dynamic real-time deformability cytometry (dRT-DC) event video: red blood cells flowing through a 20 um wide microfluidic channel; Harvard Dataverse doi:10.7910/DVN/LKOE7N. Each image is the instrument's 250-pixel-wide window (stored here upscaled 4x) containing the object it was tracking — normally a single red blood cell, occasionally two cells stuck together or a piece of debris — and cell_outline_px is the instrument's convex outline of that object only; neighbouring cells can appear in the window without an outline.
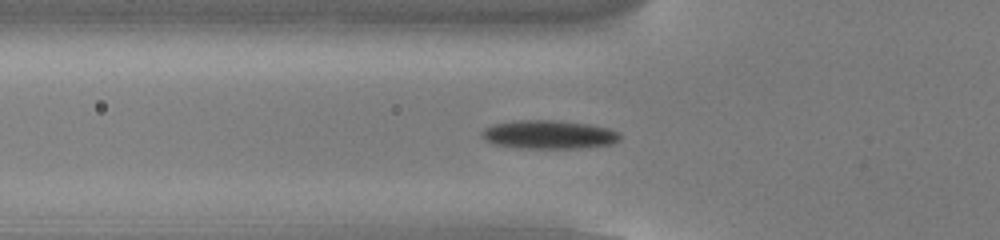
{"species": "common noctule bat (a hibernating species)", "species_latin": "Nyctalus noctula", "temperature_condition": "cold", "stored_images_in_passage": 54, "camera_frame_rate_fps": 3000, "um_per_image_px": 0.085, "animal": {"sex": "male", "body_mass_g": 13.0, "forearm_length_mm": 53.1}, "frame": {"image": 1, "passage_image": 19, "time_ms": 6.0, "image_size_px": [1000, 240], "cell_outline_px": [[620, 140], [612, 144], [580, 148], [520, 148], [496, 144], [484, 140], [480, 136], [480, 132], [484, 128], [492, 124], [516, 120], [556, 120], [588, 124], [608, 128], [620, 132]], "centroid_in_image_um": [46.63, 11.43], "position_along_channel_um": 79.2, "area_um2": 23.18}}
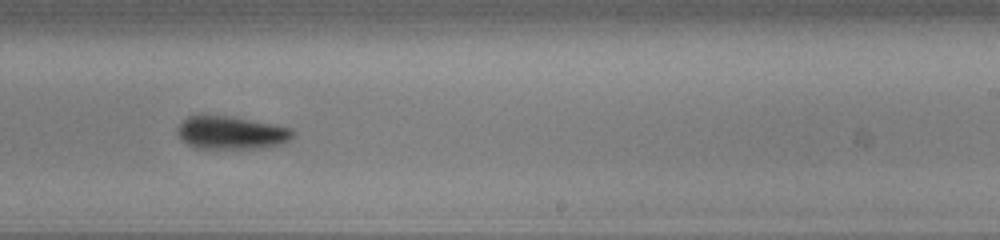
{"frame": {"image": 2, "passage_image": 34, "time_ms": 11.0, "image_size_px": [1000, 240], "cell_outline_px": [[292, 136], [288, 140], [280, 144], [260, 148], [192, 148], [176, 132], [180, 124], [188, 116], [228, 116], [272, 124], [292, 128]], "centroid_in_image_um": [19.64, 11.29], "position_along_channel_um": 269.4, "area_um2": 21.68}}
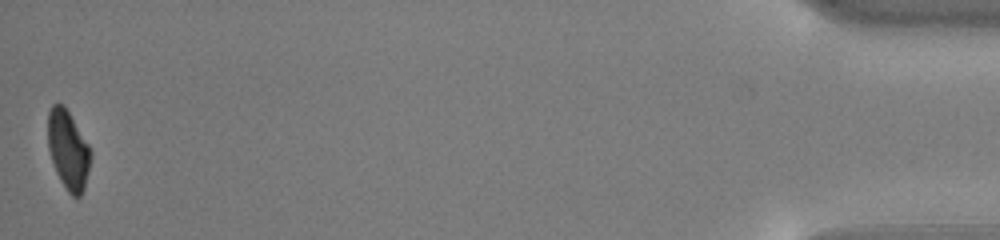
{"frame": {"image": 3, "passage_image": 54, "time_ms": 17.667, "image_size_px": [1000, 240], "cell_outline_px": [[92, 156], [84, 188], [80, 196], [72, 196], [68, 192], [60, 180], [56, 172], [48, 148], [48, 112], [52, 104], [64, 104], [88, 144], [92, 152]], "centroid_in_image_um": [5.79, 12.73], "position_along_channel_um": 429.4, "area_um2": 19.59}, "authors_computed_cell_mechanics": {"area_um2": 21.2126, "velocity_mm_per_s": 3.8043, "shape_relaxation_time_tau1_ms": 2.5048, "shape_relaxation_time_tau2_ms": null, "deformation_change_tau1": 0.1056, "deformation_change_tau2": null}}